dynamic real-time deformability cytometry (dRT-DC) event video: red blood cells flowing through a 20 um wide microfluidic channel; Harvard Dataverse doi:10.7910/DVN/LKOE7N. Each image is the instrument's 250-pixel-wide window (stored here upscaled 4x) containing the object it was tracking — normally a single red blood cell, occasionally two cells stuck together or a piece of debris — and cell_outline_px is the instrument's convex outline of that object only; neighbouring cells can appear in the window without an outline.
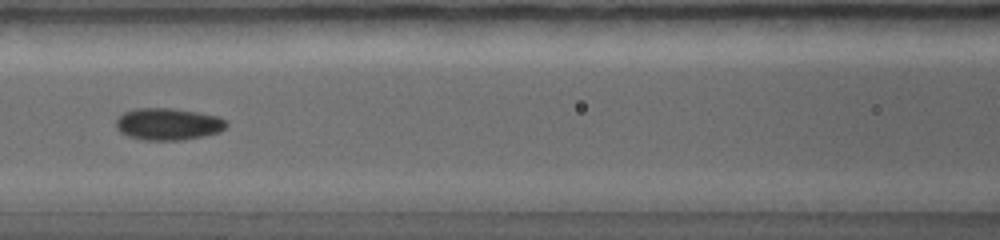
{"species": "common noctule bat (a hibernating species)", "species_latin": "Nyctalus noctula", "temperature_condition": "warm", "stored_images_in_passage": 27, "camera_frame_rate_fps": 5000, "um_per_image_px": 0.085, "animal": {"sex": "female", "body_mass_g": 19.0, "forearm_length_mm": 56.7}, "frame": {"image": 1, "passage_image": 12, "time_ms": 3.6, "image_size_px": [1000, 240], "cell_outline_px": [[224, 128], [216, 132], [200, 136], [172, 140], [156, 140], [132, 136], [124, 132], [116, 124], [116, 120], [124, 112], [144, 108], [164, 108], [192, 112], [212, 116], [224, 120]], "centroid_in_image_um": [14.25, 10.53], "position_along_channel_um": 152.4, "area_um2": 19.02}}
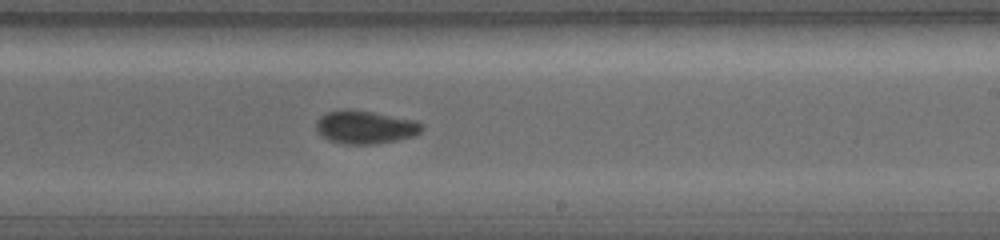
{"frame": {"image": 2, "passage_image": 18, "time_ms": 5.4, "image_size_px": [1000, 240], "cell_outline_px": [[420, 132], [412, 136], [392, 140], [356, 144], [352, 144], [332, 140], [324, 136], [316, 128], [316, 124], [320, 116], [328, 112], [368, 112], [412, 120], [420, 124]], "centroid_in_image_um": [31.02, 10.82], "position_along_channel_um": 258.0, "area_um2": 18.55}}
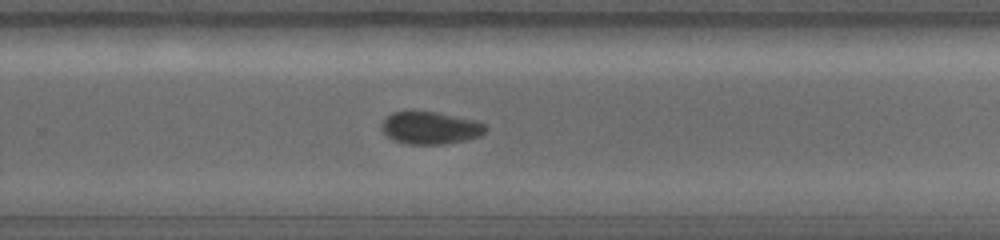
{"frame": {"image": 3, "passage_image": 21, "time_ms": 6.0, "image_size_px": [1000, 240], "cell_outline_px": [[484, 132], [476, 136], [460, 140], [432, 144], [416, 144], [396, 140], [388, 136], [384, 132], [384, 120], [392, 112], [436, 112], [472, 120], [484, 124]], "centroid_in_image_um": [36.55, 10.85], "position_along_channel_um": 293.3, "area_um2": 18.38}}